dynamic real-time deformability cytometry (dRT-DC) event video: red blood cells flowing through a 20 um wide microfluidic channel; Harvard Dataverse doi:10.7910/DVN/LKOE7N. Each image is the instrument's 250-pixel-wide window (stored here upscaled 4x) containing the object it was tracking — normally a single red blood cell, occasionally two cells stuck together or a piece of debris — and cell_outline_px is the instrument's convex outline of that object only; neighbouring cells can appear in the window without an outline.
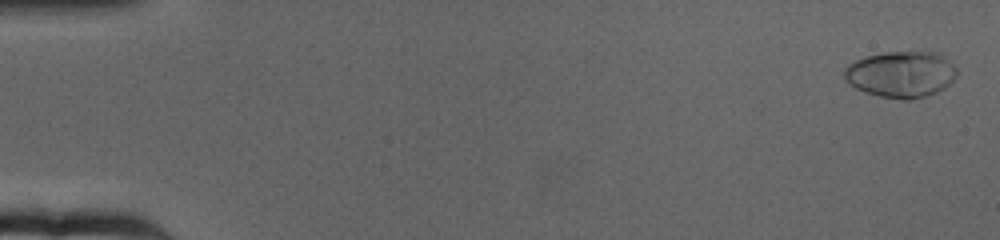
{"species": "human", "species_latin": "Homo sapiens", "temperature_condition": "cold", "stored_images_in_passage": 65, "camera_frame_rate_fps": 3000, "um_per_image_px": 0.085, "donor": {"sex": "female"}, "frame": {"image": 1, "passage_image": 2, "time_ms": 0.333, "image_size_px": [1000, 240], "cell_outline_px": [[956, 76], [944, 88], [936, 92], [912, 100], [900, 100], [880, 96], [856, 88], [848, 84], [844, 80], [844, 68], [848, 64], [856, 60], [868, 56], [884, 52], [924, 48], [940, 56], [952, 64], [956, 68]], "centroid_in_image_um": [76.56, 6.28], "position_along_channel_um": 8.4, "area_um2": 30.75}}
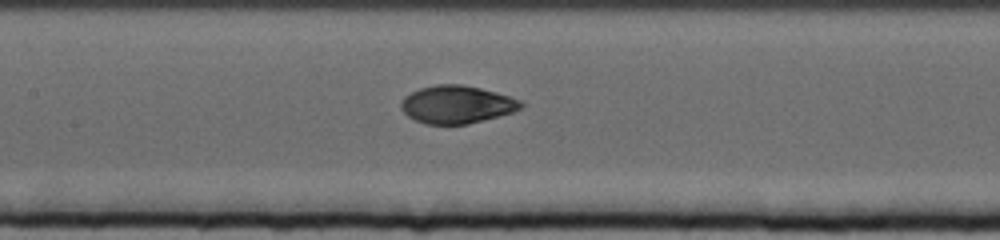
{"frame": {"image": 2, "passage_image": 32, "time_ms": 10.333, "image_size_px": [1000, 240], "cell_outline_px": [[524, 104], [520, 108], [512, 112], [468, 124], [424, 124], [408, 116], [400, 108], [400, 100], [404, 96], [420, 88], [436, 84], [464, 84], [496, 92], [520, 100]], "centroid_in_image_um": [38.78, 8.87], "position_along_channel_um": 168.6, "area_um2": 26.36}}
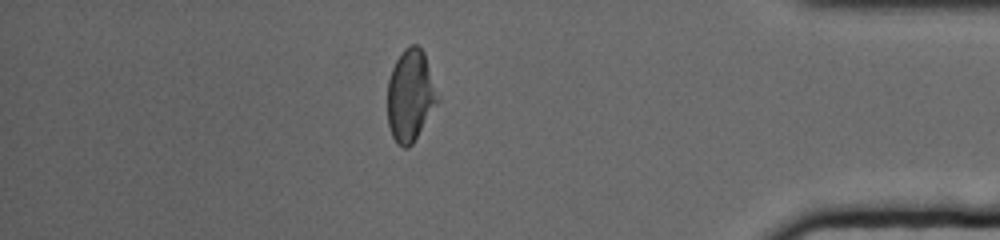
{"frame": {"image": 3, "passage_image": 57, "time_ms": 18.667, "image_size_px": [1000, 240], "cell_outline_px": [[440, 100], [412, 144], [408, 148], [404, 148], [396, 144], [392, 136], [388, 124], [388, 80], [392, 68], [400, 52], [404, 48], [412, 44], [416, 44], [424, 52]], "centroid_in_image_um": [34.88, 8.13], "position_along_channel_um": 400.3, "area_um2": 26.88}, "authors_computed_cell_mechanics": {"area_um2": 27.166, "velocity_mm_per_s": 3.1674, "shape_relaxation_time_tau1_ms": 4.4834, "shape_relaxation_time_tau2_ms": 0.95, "deformation_change_tau1": 0.1974, "deformation_change_tau2": 0.0347}}